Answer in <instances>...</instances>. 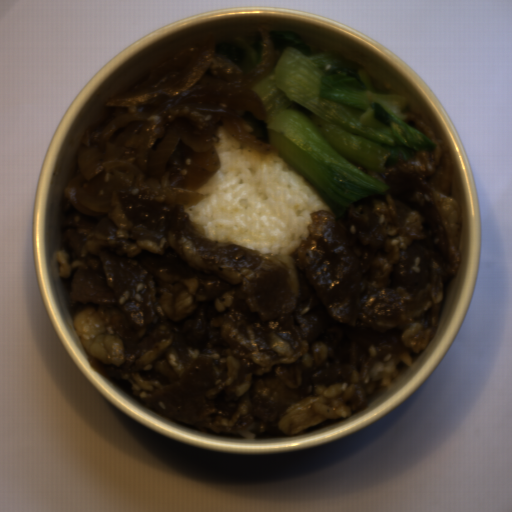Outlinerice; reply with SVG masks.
I'll return each instance as SVG.
<instances>
[{
    "instance_id": "rice-1",
    "label": "rice",
    "mask_w": 512,
    "mask_h": 512,
    "mask_svg": "<svg viewBox=\"0 0 512 512\" xmlns=\"http://www.w3.org/2000/svg\"><path fill=\"white\" fill-rule=\"evenodd\" d=\"M221 168L186 212L202 234L264 254L285 255L309 235L312 212H331L313 186L277 153L219 131ZM332 213V212H331Z\"/></svg>"
}]
</instances>
